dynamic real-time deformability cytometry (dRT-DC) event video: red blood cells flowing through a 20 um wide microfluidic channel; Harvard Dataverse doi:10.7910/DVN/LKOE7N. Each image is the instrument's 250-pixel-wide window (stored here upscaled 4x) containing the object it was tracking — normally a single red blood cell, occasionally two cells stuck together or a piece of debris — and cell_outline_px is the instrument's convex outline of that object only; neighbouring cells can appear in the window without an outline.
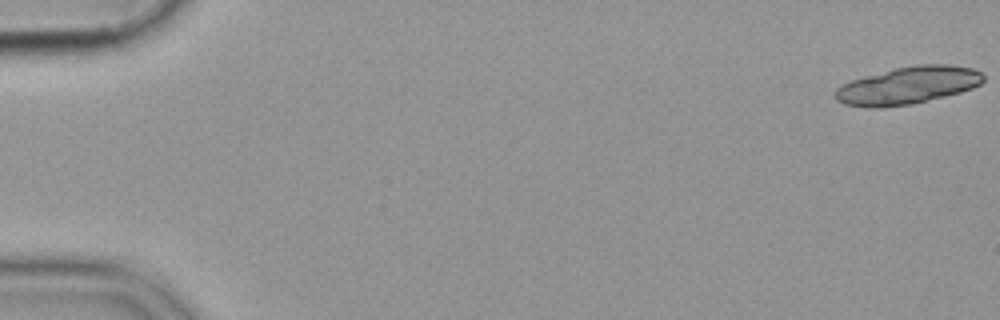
{"species": "common noctule bat (a hibernating species)", "species_latin": "Nyctalus noctula", "temperature_condition": "cold", "stored_images_in_passage": 25, "camera_frame_rate_fps": 3000, "um_per_image_px": 0.085, "animal": {"sex": "female", "body_mass_g": 19.9}, "frame": {"image": 1, "passage_image": 1, "time_ms": 0.0, "image_size_px": [1000, 320], "cell_outline_px": [[984, 80], [980, 84], [972, 88], [960, 92], [944, 96], [908, 104], [880, 108], [868, 108], [844, 104], [836, 100], [836, 88], [840, 84], [852, 80], [896, 68], [916, 64], [948, 64], [972, 68], [980, 72], [984, 76]], "centroid_in_image_um": [77.16, 7.26], "position_along_channel_um": 7.8, "area_um2": 32.02}}